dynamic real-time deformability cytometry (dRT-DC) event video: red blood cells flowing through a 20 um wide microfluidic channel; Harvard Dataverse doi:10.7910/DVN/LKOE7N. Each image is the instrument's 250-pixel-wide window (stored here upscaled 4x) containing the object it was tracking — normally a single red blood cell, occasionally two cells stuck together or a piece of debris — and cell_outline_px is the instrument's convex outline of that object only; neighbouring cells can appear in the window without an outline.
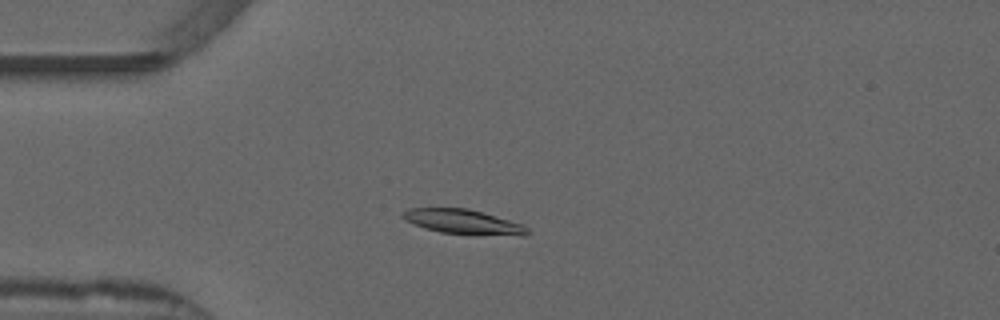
{"species": "common noctule bat (a hibernating species)", "species_latin": "Nyctalus noctula", "temperature_condition": "warm", "stored_images_in_passage": 41, "camera_frame_rate_fps": 3000, "um_per_image_px": 0.085, "animal": {"sex": "male", "forearm_length_mm": 52.5}, "frame": {"image": 1, "passage_image": 2, "time_ms": 0.333, "image_size_px": [1000, 320], "cell_outline_px": [[532, 232], [524, 236], [520, 236], [440, 232], [424, 228], [412, 224], [404, 220], [400, 216], [400, 212], [408, 208], [468, 208], [524, 224]], "centroid_in_image_um": [39.36, 18.84], "position_along_channel_um": 45.6, "area_um2": 18.03}}
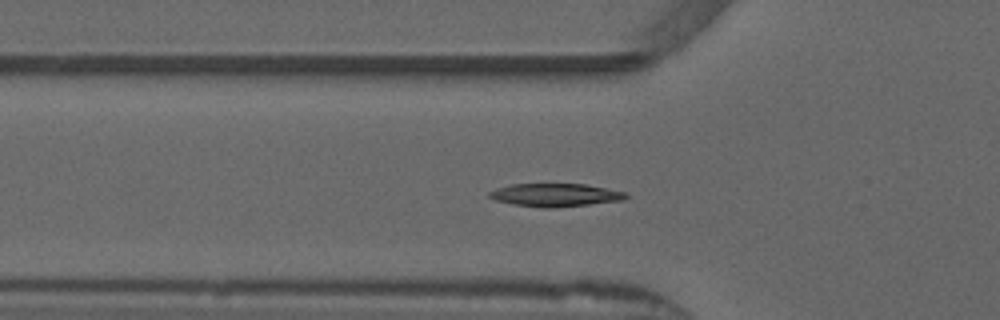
{"frame": {"image": 2, "passage_image": 6, "time_ms": 1.667, "image_size_px": [1000, 320], "cell_outline_px": [[628, 196], [624, 200], [552, 208], [544, 208], [512, 204], [496, 200], [488, 196], [488, 192], [496, 188], [512, 184], [584, 184], [628, 192]], "centroid_in_image_um": [47.2, 16.57], "position_along_channel_um": 78.6, "area_um2": 18.32}}
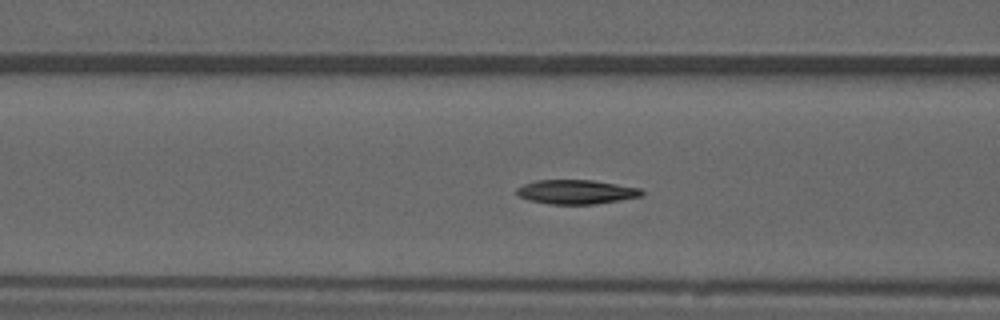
{"frame": {"image": 3, "passage_image": 9, "time_ms": 2.667, "image_size_px": [1000, 320], "cell_outline_px": [[644, 192], [640, 196], [620, 200], [596, 204], [548, 204], [528, 200], [520, 196], [516, 192], [516, 188], [524, 184], [536, 180], [592, 180], [640, 188]], "centroid_in_image_um": [48.95, 16.31], "position_along_channel_um": 117.6, "area_um2": 17.57}, "authors_computed_cell_mechanics": {"area_um2": 17.5134, "velocity_mm_per_s": 3.8457, "shape_relaxation_time_tau1_ms": 6.1237, "shape_relaxation_time_tau2_ms": 4.7384, "deformation_change_tau1": 0.2028, "deformation_change_tau2": 0.0889}}